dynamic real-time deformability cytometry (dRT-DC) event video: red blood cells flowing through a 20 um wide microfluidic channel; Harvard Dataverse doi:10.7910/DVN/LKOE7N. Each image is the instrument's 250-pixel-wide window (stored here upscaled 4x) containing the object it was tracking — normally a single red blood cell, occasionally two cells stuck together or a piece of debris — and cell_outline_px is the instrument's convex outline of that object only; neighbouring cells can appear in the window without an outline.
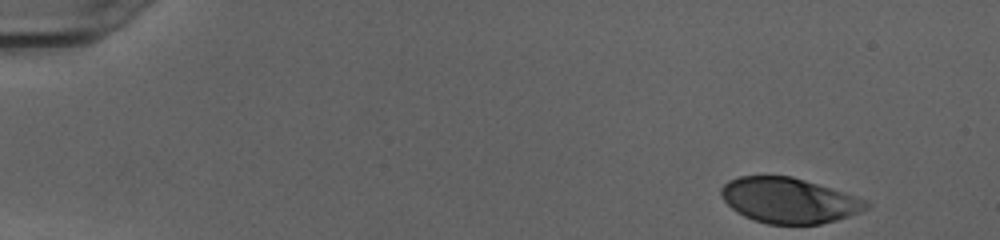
{"species": "human", "species_latin": "Homo sapiens", "temperature_condition": "cold", "stored_images_in_passage": 39, "camera_frame_rate_fps": 3000, "um_per_image_px": 0.085, "donor": {"sex": "female"}, "frame": {"image": 1, "passage_image": 1, "time_ms": 0.0, "image_size_px": [1000, 240], "cell_outline_px": [[872, 204], [868, 208], [860, 212], [836, 220], [820, 224], [768, 224], [744, 216], [736, 212], [720, 196], [720, 188], [728, 180], [740, 176], [792, 176], [844, 192], [868, 200]], "centroid_in_image_um": [67.07, 17.03], "position_along_channel_um": 17.9, "area_um2": 38.32}}
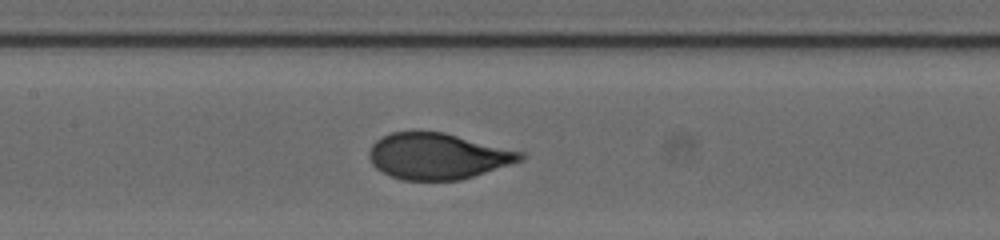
{"frame": {"image": 2, "passage_image": 22, "time_ms": 7.0, "image_size_px": [1000, 240], "cell_outline_px": [[528, 156], [524, 160], [460, 180], [404, 180], [392, 176], [376, 168], [372, 164], [368, 156], [368, 152], [372, 144], [376, 140], [392, 132], [444, 132], [524, 152]], "centroid_in_image_um": [37.23, 13.27], "position_along_channel_um": 170.2, "area_um2": 40.52}}
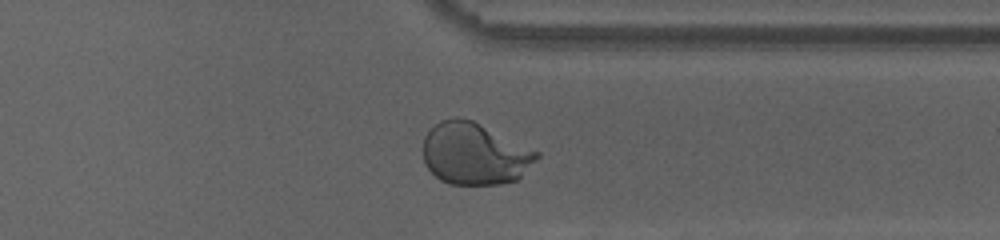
{"frame": {"image": 3, "passage_image": 37, "time_ms": 12.0, "image_size_px": [1000, 240], "cell_outline_px": [[540, 156], [520, 180], [500, 184], [448, 184], [440, 180], [424, 164], [424, 136], [440, 120], [456, 116], [472, 120], [540, 152]], "centroid_in_image_um": [40.37, 13.08], "position_along_channel_um": 371.0, "area_um2": 41.21}, "authors_computed_cell_mechanics": {"area_um2": 40.5178, "velocity_mm_per_s": 4.0241, "shape_relaxation_time_tau1_ms": 5.6823, "shape_relaxation_time_tau2_ms": null, "deformation_change_tau1": 0.2276, "deformation_change_tau2": null}}